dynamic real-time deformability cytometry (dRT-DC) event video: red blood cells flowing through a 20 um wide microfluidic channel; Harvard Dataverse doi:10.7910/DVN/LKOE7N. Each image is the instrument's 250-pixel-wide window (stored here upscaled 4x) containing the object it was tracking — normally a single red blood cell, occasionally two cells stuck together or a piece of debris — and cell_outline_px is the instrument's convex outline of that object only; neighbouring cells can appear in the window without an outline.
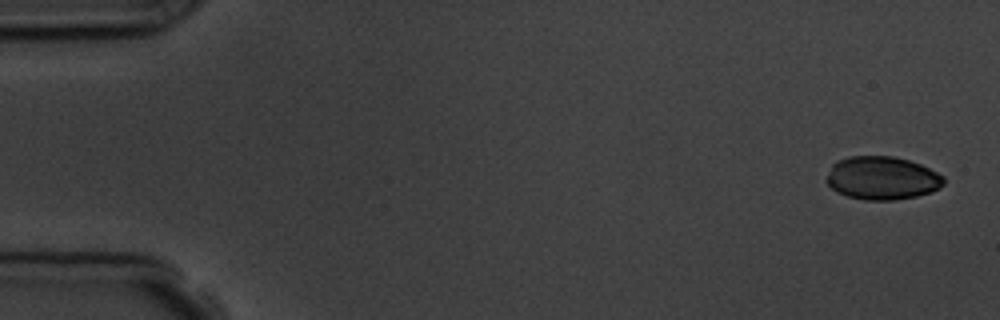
{"species": "common noctule bat (a hibernating species)", "species_latin": "Nyctalus noctula", "temperature_condition": "room temperature", "stored_images_in_passage": 5, "camera_frame_rate_fps": 3000, "um_per_image_px": 0.085, "animal": {"sex": "male", "body_mass_g": 19.5, "forearm_length_mm": 54.6}, "frame": {"image": 1, "passage_image": 1, "time_ms": 0.0, "image_size_px": [1000, 320], "cell_outline_px": [[944, 184], [940, 188], [932, 192], [916, 196], [892, 200], [864, 200], [848, 196], [836, 192], [824, 180], [832, 164], [848, 156], [892, 156], [908, 160], [920, 164], [944, 176]], "centroid_in_image_um": [74.96, 15.14], "position_along_channel_um": 10.0, "area_um2": 29.59}}